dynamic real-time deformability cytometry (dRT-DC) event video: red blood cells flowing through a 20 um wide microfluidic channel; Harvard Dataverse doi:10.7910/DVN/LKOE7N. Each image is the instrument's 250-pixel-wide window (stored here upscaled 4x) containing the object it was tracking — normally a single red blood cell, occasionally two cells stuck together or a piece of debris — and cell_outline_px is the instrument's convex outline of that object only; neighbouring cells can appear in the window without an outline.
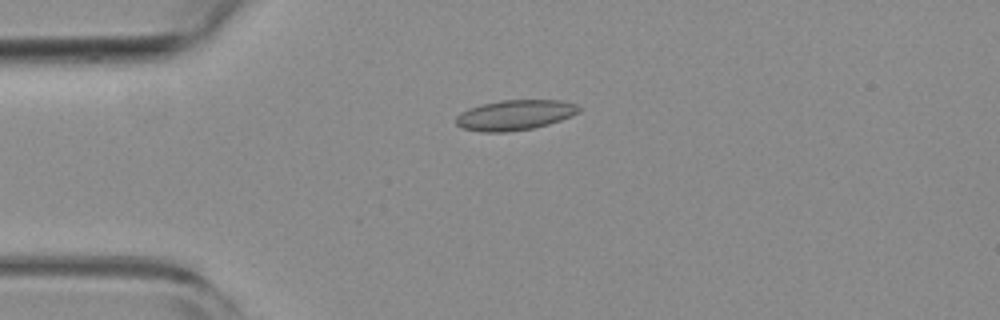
{"species": "common noctule bat (a hibernating species)", "species_latin": "Nyctalus noctula", "temperature_condition": "room temperature", "stored_images_in_passage": 52, "camera_frame_rate_fps": 3000, "um_per_image_px": 0.085, "animal": {"sex": "female", "body_mass_g": 19.3, "forearm_length_mm": 54.1}, "frame": {"image": 1, "passage_image": 13, "time_ms": 4.0, "image_size_px": [1000, 320], "cell_outline_px": [[580, 112], [572, 116], [548, 124], [532, 128], [504, 132], [484, 132], [464, 128], [456, 124], [456, 116], [460, 112], [468, 108], [480, 104], [500, 100], [560, 100], [576, 104], [580, 108]], "centroid_in_image_um": [43.76, 9.76], "position_along_channel_um": 41.2, "area_um2": 21.62}}
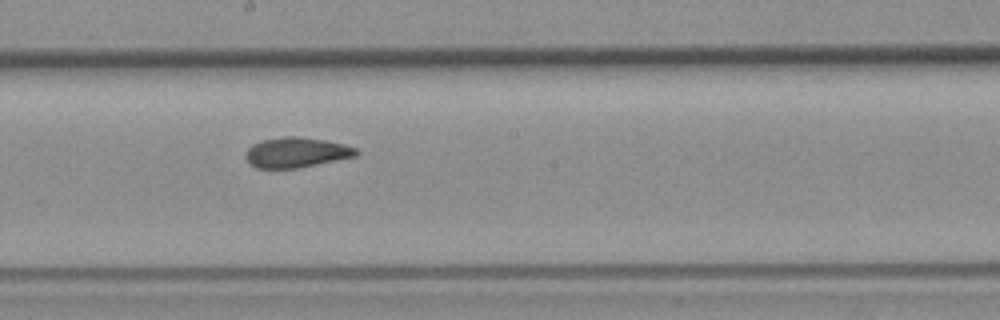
{"frame": {"image": 2, "passage_image": 29, "time_ms": 9.333, "image_size_px": [1000, 320], "cell_outline_px": [[360, 152], [356, 156], [296, 168], [256, 168], [248, 164], [244, 156], [248, 148], [252, 144], [260, 140], [284, 136], [296, 136], [324, 140], [344, 144], [356, 148]], "centroid_in_image_um": [25.14, 12.95], "position_along_channel_um": 223.1, "area_um2": 19.48}}
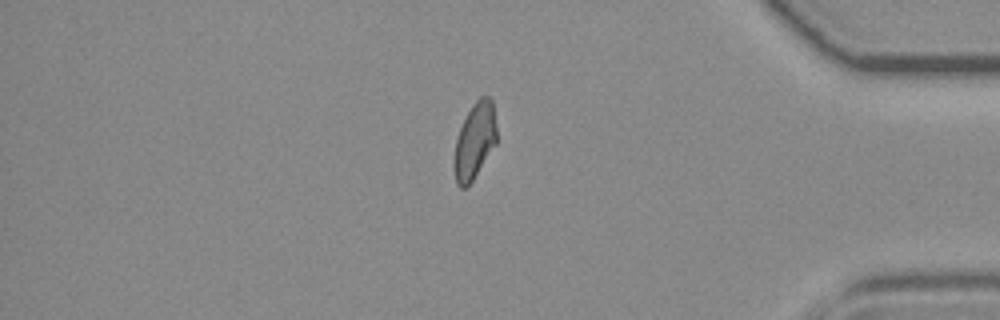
{"frame": {"image": 3, "passage_image": 45, "time_ms": 14.667, "image_size_px": [1000, 320], "cell_outline_px": [[496, 144], [472, 180], [464, 188], [460, 188], [456, 184], [456, 140], [460, 128], [472, 104], [480, 96], [488, 96], [492, 100], [496, 128]], "centroid_in_image_um": [40.38, 11.92], "position_along_channel_um": 394.8, "area_um2": 18.15}, "authors_computed_cell_mechanics": {"area_um2": 19.8543, "velocity_mm_per_s": 3.8447, "shape_relaxation_time_tau1_ms": null, "shape_relaxation_time_tau2_ms": 2.0025, "deformation_change_tau1": null, "deformation_change_tau2": 0.0631}}